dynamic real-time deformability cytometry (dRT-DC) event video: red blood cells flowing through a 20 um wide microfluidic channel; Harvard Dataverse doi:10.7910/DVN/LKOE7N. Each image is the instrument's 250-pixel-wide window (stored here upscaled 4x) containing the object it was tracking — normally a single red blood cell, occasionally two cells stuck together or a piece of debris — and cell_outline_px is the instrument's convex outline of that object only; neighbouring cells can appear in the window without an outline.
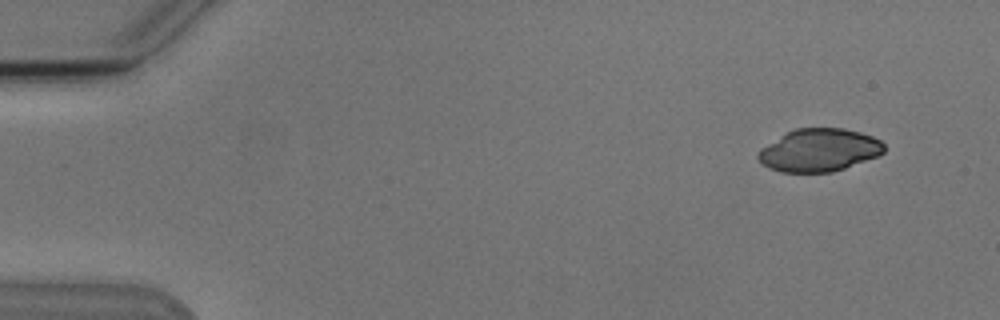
{"species": "Egyptian fruit bat (a non-hibernating species)", "species_latin": "Rousettus aegyptiacus", "temperature_condition": "cold", "stored_images_in_passage": 6, "camera_frame_rate_fps": 3000, "um_per_image_px": 0.085, "animal": {"sex": "male"}, "frame": {"image": 1, "passage_image": 1, "time_ms": 0.0, "image_size_px": [1000, 320], "cell_outline_px": [[884, 152], [876, 156], [844, 168], [832, 172], [780, 172], [768, 168], [756, 156], [760, 148], [788, 132], [796, 128], [844, 128], [860, 132], [872, 136], [880, 140], [884, 144]], "centroid_in_image_um": [69.62, 12.76], "position_along_channel_um": 15.4, "area_um2": 31.15}}